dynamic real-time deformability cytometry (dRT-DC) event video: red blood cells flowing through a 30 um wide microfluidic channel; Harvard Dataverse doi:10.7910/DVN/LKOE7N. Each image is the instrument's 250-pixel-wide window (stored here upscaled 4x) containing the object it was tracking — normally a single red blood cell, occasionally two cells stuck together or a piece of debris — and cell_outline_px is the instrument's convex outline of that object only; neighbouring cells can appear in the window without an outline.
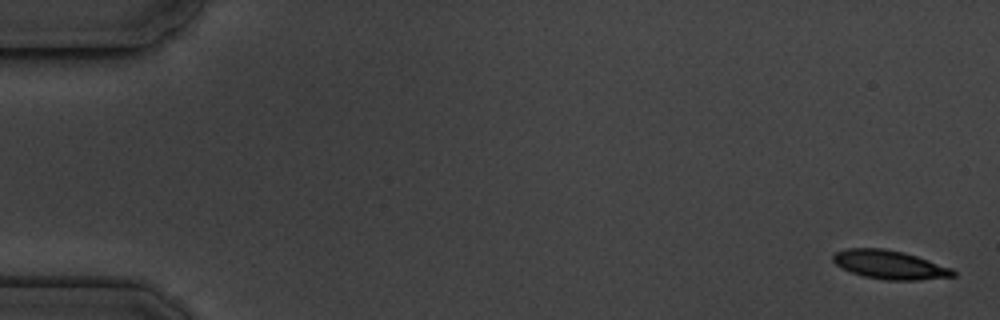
{"species": "common noctule bat (a hibernating species)", "species_latin": "Nyctalus noctula", "temperature_condition": "cold", "stored_images_in_passage": 10, "camera_frame_rate_fps": 3000, "um_per_image_px": 0.085, "animal": {"sex": "male", "body_mass_g": 19.5, "forearm_length_mm": 54.6}, "frame": {"image": 1, "passage_image": 1, "time_ms": 0.0, "image_size_px": [1000, 320], "cell_outline_px": [[956, 276], [920, 280], [884, 280], [864, 276], [840, 268], [832, 260], [832, 256], [836, 252], [848, 248], [884, 248], [904, 252], [952, 268], [956, 272]], "centroid_in_image_um": [75.62, 22.5], "position_along_channel_um": 9.4, "area_um2": 20.11}}
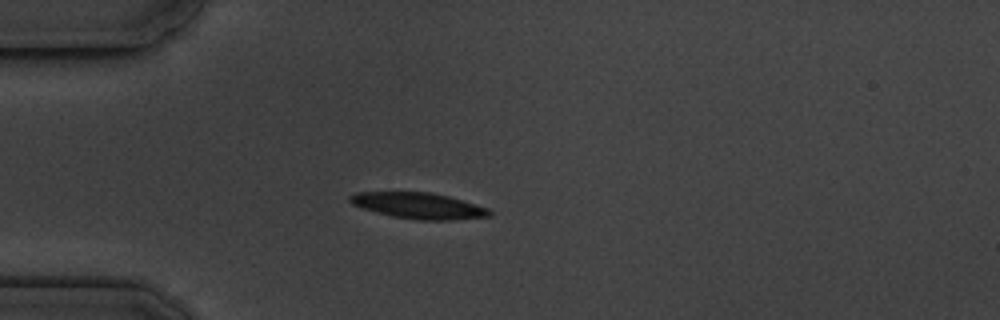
{"frame": {"image": 2, "passage_image": 5, "time_ms": 4.667, "image_size_px": [1000, 320], "cell_outline_px": [[492, 216], [452, 220], [416, 220], [392, 216], [376, 212], [352, 204], [348, 200], [348, 196], [356, 192], [428, 192], [448, 196], [488, 208], [492, 212]], "centroid_in_image_um": [35.58, 17.49], "position_along_channel_um": 49.4, "area_um2": 21.1}}